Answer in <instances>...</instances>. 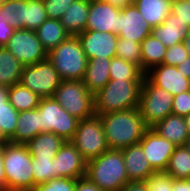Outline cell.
<instances>
[{"label": "cell", "mask_w": 190, "mask_h": 191, "mask_svg": "<svg viewBox=\"0 0 190 191\" xmlns=\"http://www.w3.org/2000/svg\"><path fill=\"white\" fill-rule=\"evenodd\" d=\"M18 115L19 112L9 102L0 106V128L9 139L16 131Z\"/></svg>", "instance_id": "36"}, {"label": "cell", "mask_w": 190, "mask_h": 191, "mask_svg": "<svg viewBox=\"0 0 190 191\" xmlns=\"http://www.w3.org/2000/svg\"><path fill=\"white\" fill-rule=\"evenodd\" d=\"M76 179L55 178L35 186L33 191H75Z\"/></svg>", "instance_id": "37"}, {"label": "cell", "mask_w": 190, "mask_h": 191, "mask_svg": "<svg viewBox=\"0 0 190 191\" xmlns=\"http://www.w3.org/2000/svg\"><path fill=\"white\" fill-rule=\"evenodd\" d=\"M87 59H112L116 56L118 35L110 32L84 31L77 35Z\"/></svg>", "instance_id": "13"}, {"label": "cell", "mask_w": 190, "mask_h": 191, "mask_svg": "<svg viewBox=\"0 0 190 191\" xmlns=\"http://www.w3.org/2000/svg\"><path fill=\"white\" fill-rule=\"evenodd\" d=\"M75 191H104L96 184L92 183L87 177L76 179Z\"/></svg>", "instance_id": "44"}, {"label": "cell", "mask_w": 190, "mask_h": 191, "mask_svg": "<svg viewBox=\"0 0 190 191\" xmlns=\"http://www.w3.org/2000/svg\"><path fill=\"white\" fill-rule=\"evenodd\" d=\"M47 59L57 70L61 80H82L88 59L77 36H69L47 53Z\"/></svg>", "instance_id": "5"}, {"label": "cell", "mask_w": 190, "mask_h": 191, "mask_svg": "<svg viewBox=\"0 0 190 191\" xmlns=\"http://www.w3.org/2000/svg\"><path fill=\"white\" fill-rule=\"evenodd\" d=\"M171 13L179 16V19L190 26V2L173 0Z\"/></svg>", "instance_id": "42"}, {"label": "cell", "mask_w": 190, "mask_h": 191, "mask_svg": "<svg viewBox=\"0 0 190 191\" xmlns=\"http://www.w3.org/2000/svg\"><path fill=\"white\" fill-rule=\"evenodd\" d=\"M70 142L86 161L99 157L109 150L101 119L96 115L78 122L76 132Z\"/></svg>", "instance_id": "9"}, {"label": "cell", "mask_w": 190, "mask_h": 191, "mask_svg": "<svg viewBox=\"0 0 190 191\" xmlns=\"http://www.w3.org/2000/svg\"><path fill=\"white\" fill-rule=\"evenodd\" d=\"M152 28L132 4L119 12L118 38L141 43L151 34Z\"/></svg>", "instance_id": "16"}, {"label": "cell", "mask_w": 190, "mask_h": 191, "mask_svg": "<svg viewBox=\"0 0 190 191\" xmlns=\"http://www.w3.org/2000/svg\"><path fill=\"white\" fill-rule=\"evenodd\" d=\"M16 29L4 18L0 8V47H5Z\"/></svg>", "instance_id": "43"}, {"label": "cell", "mask_w": 190, "mask_h": 191, "mask_svg": "<svg viewBox=\"0 0 190 191\" xmlns=\"http://www.w3.org/2000/svg\"><path fill=\"white\" fill-rule=\"evenodd\" d=\"M5 145H0V191H6V174L4 171Z\"/></svg>", "instance_id": "46"}, {"label": "cell", "mask_w": 190, "mask_h": 191, "mask_svg": "<svg viewBox=\"0 0 190 191\" xmlns=\"http://www.w3.org/2000/svg\"><path fill=\"white\" fill-rule=\"evenodd\" d=\"M41 97L26 88L20 82L9 87V103L18 111L37 109Z\"/></svg>", "instance_id": "29"}, {"label": "cell", "mask_w": 190, "mask_h": 191, "mask_svg": "<svg viewBox=\"0 0 190 191\" xmlns=\"http://www.w3.org/2000/svg\"><path fill=\"white\" fill-rule=\"evenodd\" d=\"M9 87L0 84V106H5L8 100Z\"/></svg>", "instance_id": "50"}, {"label": "cell", "mask_w": 190, "mask_h": 191, "mask_svg": "<svg viewBox=\"0 0 190 191\" xmlns=\"http://www.w3.org/2000/svg\"><path fill=\"white\" fill-rule=\"evenodd\" d=\"M0 8L4 18L15 29H25L26 0H6Z\"/></svg>", "instance_id": "32"}, {"label": "cell", "mask_w": 190, "mask_h": 191, "mask_svg": "<svg viewBox=\"0 0 190 191\" xmlns=\"http://www.w3.org/2000/svg\"><path fill=\"white\" fill-rule=\"evenodd\" d=\"M52 97L79 121L95 115L94 95L82 80H61Z\"/></svg>", "instance_id": "6"}, {"label": "cell", "mask_w": 190, "mask_h": 191, "mask_svg": "<svg viewBox=\"0 0 190 191\" xmlns=\"http://www.w3.org/2000/svg\"><path fill=\"white\" fill-rule=\"evenodd\" d=\"M23 65L5 47H0V84L11 87L20 82Z\"/></svg>", "instance_id": "28"}, {"label": "cell", "mask_w": 190, "mask_h": 191, "mask_svg": "<svg viewBox=\"0 0 190 191\" xmlns=\"http://www.w3.org/2000/svg\"><path fill=\"white\" fill-rule=\"evenodd\" d=\"M120 8L102 0H89L85 31L110 32L118 35Z\"/></svg>", "instance_id": "14"}, {"label": "cell", "mask_w": 190, "mask_h": 191, "mask_svg": "<svg viewBox=\"0 0 190 191\" xmlns=\"http://www.w3.org/2000/svg\"><path fill=\"white\" fill-rule=\"evenodd\" d=\"M89 14V0H75L60 19L70 36H77L86 30Z\"/></svg>", "instance_id": "21"}, {"label": "cell", "mask_w": 190, "mask_h": 191, "mask_svg": "<svg viewBox=\"0 0 190 191\" xmlns=\"http://www.w3.org/2000/svg\"><path fill=\"white\" fill-rule=\"evenodd\" d=\"M156 86L173 96L190 90L189 78L180 74L177 66L161 64L145 74Z\"/></svg>", "instance_id": "17"}, {"label": "cell", "mask_w": 190, "mask_h": 191, "mask_svg": "<svg viewBox=\"0 0 190 191\" xmlns=\"http://www.w3.org/2000/svg\"><path fill=\"white\" fill-rule=\"evenodd\" d=\"M173 95L156 86L146 75L143 79L138 109L148 128L172 114Z\"/></svg>", "instance_id": "7"}, {"label": "cell", "mask_w": 190, "mask_h": 191, "mask_svg": "<svg viewBox=\"0 0 190 191\" xmlns=\"http://www.w3.org/2000/svg\"><path fill=\"white\" fill-rule=\"evenodd\" d=\"M152 129L177 147L184 146L190 137L185 118L175 114H169L153 126Z\"/></svg>", "instance_id": "20"}, {"label": "cell", "mask_w": 190, "mask_h": 191, "mask_svg": "<svg viewBox=\"0 0 190 191\" xmlns=\"http://www.w3.org/2000/svg\"><path fill=\"white\" fill-rule=\"evenodd\" d=\"M65 140L52 132H43L31 139L26 145L34 158H54Z\"/></svg>", "instance_id": "24"}, {"label": "cell", "mask_w": 190, "mask_h": 191, "mask_svg": "<svg viewBox=\"0 0 190 191\" xmlns=\"http://www.w3.org/2000/svg\"><path fill=\"white\" fill-rule=\"evenodd\" d=\"M173 191H190V179L189 180L173 179Z\"/></svg>", "instance_id": "47"}, {"label": "cell", "mask_w": 190, "mask_h": 191, "mask_svg": "<svg viewBox=\"0 0 190 191\" xmlns=\"http://www.w3.org/2000/svg\"><path fill=\"white\" fill-rule=\"evenodd\" d=\"M47 19L43 0H26L25 29L36 31Z\"/></svg>", "instance_id": "33"}, {"label": "cell", "mask_w": 190, "mask_h": 191, "mask_svg": "<svg viewBox=\"0 0 190 191\" xmlns=\"http://www.w3.org/2000/svg\"><path fill=\"white\" fill-rule=\"evenodd\" d=\"M177 69L180 74L190 78V56L179 66H177Z\"/></svg>", "instance_id": "49"}, {"label": "cell", "mask_w": 190, "mask_h": 191, "mask_svg": "<svg viewBox=\"0 0 190 191\" xmlns=\"http://www.w3.org/2000/svg\"><path fill=\"white\" fill-rule=\"evenodd\" d=\"M3 163L6 191H33L32 156L26 144H6Z\"/></svg>", "instance_id": "4"}, {"label": "cell", "mask_w": 190, "mask_h": 191, "mask_svg": "<svg viewBox=\"0 0 190 191\" xmlns=\"http://www.w3.org/2000/svg\"><path fill=\"white\" fill-rule=\"evenodd\" d=\"M185 118V122H186V126H187V129H188V133H189V136H190V113L184 117Z\"/></svg>", "instance_id": "53"}, {"label": "cell", "mask_w": 190, "mask_h": 191, "mask_svg": "<svg viewBox=\"0 0 190 191\" xmlns=\"http://www.w3.org/2000/svg\"><path fill=\"white\" fill-rule=\"evenodd\" d=\"M121 151L129 181L147 180L156 173L145 157L140 143L130 145Z\"/></svg>", "instance_id": "18"}, {"label": "cell", "mask_w": 190, "mask_h": 191, "mask_svg": "<svg viewBox=\"0 0 190 191\" xmlns=\"http://www.w3.org/2000/svg\"><path fill=\"white\" fill-rule=\"evenodd\" d=\"M165 173L175 180L190 179V152L185 146L175 148Z\"/></svg>", "instance_id": "30"}, {"label": "cell", "mask_w": 190, "mask_h": 191, "mask_svg": "<svg viewBox=\"0 0 190 191\" xmlns=\"http://www.w3.org/2000/svg\"><path fill=\"white\" fill-rule=\"evenodd\" d=\"M5 1H6V0H0V4H1V3H4Z\"/></svg>", "instance_id": "55"}, {"label": "cell", "mask_w": 190, "mask_h": 191, "mask_svg": "<svg viewBox=\"0 0 190 191\" xmlns=\"http://www.w3.org/2000/svg\"><path fill=\"white\" fill-rule=\"evenodd\" d=\"M142 82L110 80L94 95L95 115L138 108Z\"/></svg>", "instance_id": "3"}, {"label": "cell", "mask_w": 190, "mask_h": 191, "mask_svg": "<svg viewBox=\"0 0 190 191\" xmlns=\"http://www.w3.org/2000/svg\"><path fill=\"white\" fill-rule=\"evenodd\" d=\"M99 117L107 145L112 150H122L139 143L148 129L138 108L110 112Z\"/></svg>", "instance_id": "1"}, {"label": "cell", "mask_w": 190, "mask_h": 191, "mask_svg": "<svg viewBox=\"0 0 190 191\" xmlns=\"http://www.w3.org/2000/svg\"><path fill=\"white\" fill-rule=\"evenodd\" d=\"M119 191H149L147 180L129 181Z\"/></svg>", "instance_id": "45"}, {"label": "cell", "mask_w": 190, "mask_h": 191, "mask_svg": "<svg viewBox=\"0 0 190 191\" xmlns=\"http://www.w3.org/2000/svg\"><path fill=\"white\" fill-rule=\"evenodd\" d=\"M186 48V51L189 53L190 55V30L188 32V35L183 39L182 42Z\"/></svg>", "instance_id": "52"}, {"label": "cell", "mask_w": 190, "mask_h": 191, "mask_svg": "<svg viewBox=\"0 0 190 191\" xmlns=\"http://www.w3.org/2000/svg\"><path fill=\"white\" fill-rule=\"evenodd\" d=\"M141 70L146 74L153 67L163 64L167 47L158 39L148 35L141 43Z\"/></svg>", "instance_id": "26"}, {"label": "cell", "mask_w": 190, "mask_h": 191, "mask_svg": "<svg viewBox=\"0 0 190 191\" xmlns=\"http://www.w3.org/2000/svg\"><path fill=\"white\" fill-rule=\"evenodd\" d=\"M188 150H189V152H190V137H189V139L187 140V142L185 143V145H184Z\"/></svg>", "instance_id": "54"}, {"label": "cell", "mask_w": 190, "mask_h": 191, "mask_svg": "<svg viewBox=\"0 0 190 191\" xmlns=\"http://www.w3.org/2000/svg\"><path fill=\"white\" fill-rule=\"evenodd\" d=\"M54 159L56 178L80 179L86 177L87 161L70 141H65Z\"/></svg>", "instance_id": "15"}, {"label": "cell", "mask_w": 190, "mask_h": 191, "mask_svg": "<svg viewBox=\"0 0 190 191\" xmlns=\"http://www.w3.org/2000/svg\"><path fill=\"white\" fill-rule=\"evenodd\" d=\"M34 188L56 178L54 158H34L32 156Z\"/></svg>", "instance_id": "34"}, {"label": "cell", "mask_w": 190, "mask_h": 191, "mask_svg": "<svg viewBox=\"0 0 190 191\" xmlns=\"http://www.w3.org/2000/svg\"><path fill=\"white\" fill-rule=\"evenodd\" d=\"M145 157L156 172H165L170 157L177 147L164 139L152 128H148L139 142Z\"/></svg>", "instance_id": "12"}, {"label": "cell", "mask_w": 190, "mask_h": 191, "mask_svg": "<svg viewBox=\"0 0 190 191\" xmlns=\"http://www.w3.org/2000/svg\"><path fill=\"white\" fill-rule=\"evenodd\" d=\"M10 143V139L5 135L3 130L0 128V145H6Z\"/></svg>", "instance_id": "51"}, {"label": "cell", "mask_w": 190, "mask_h": 191, "mask_svg": "<svg viewBox=\"0 0 190 191\" xmlns=\"http://www.w3.org/2000/svg\"><path fill=\"white\" fill-rule=\"evenodd\" d=\"M110 80L143 81L145 74L135 64L113 57L109 65Z\"/></svg>", "instance_id": "31"}, {"label": "cell", "mask_w": 190, "mask_h": 191, "mask_svg": "<svg viewBox=\"0 0 190 191\" xmlns=\"http://www.w3.org/2000/svg\"><path fill=\"white\" fill-rule=\"evenodd\" d=\"M189 56L190 55L186 51L184 44L180 43V44L167 48L166 54L163 60V64L170 65V66H179Z\"/></svg>", "instance_id": "38"}, {"label": "cell", "mask_w": 190, "mask_h": 191, "mask_svg": "<svg viewBox=\"0 0 190 191\" xmlns=\"http://www.w3.org/2000/svg\"><path fill=\"white\" fill-rule=\"evenodd\" d=\"M116 57L131 62L141 69V46L140 43L128 39L118 38Z\"/></svg>", "instance_id": "35"}, {"label": "cell", "mask_w": 190, "mask_h": 191, "mask_svg": "<svg viewBox=\"0 0 190 191\" xmlns=\"http://www.w3.org/2000/svg\"><path fill=\"white\" fill-rule=\"evenodd\" d=\"M189 30L187 23L170 13L159 26L152 28L151 34L169 48L182 43Z\"/></svg>", "instance_id": "19"}, {"label": "cell", "mask_w": 190, "mask_h": 191, "mask_svg": "<svg viewBox=\"0 0 190 191\" xmlns=\"http://www.w3.org/2000/svg\"><path fill=\"white\" fill-rule=\"evenodd\" d=\"M75 0H43L49 19L60 20L65 11Z\"/></svg>", "instance_id": "40"}, {"label": "cell", "mask_w": 190, "mask_h": 191, "mask_svg": "<svg viewBox=\"0 0 190 191\" xmlns=\"http://www.w3.org/2000/svg\"><path fill=\"white\" fill-rule=\"evenodd\" d=\"M149 191H173V179L165 172H156L147 179Z\"/></svg>", "instance_id": "39"}, {"label": "cell", "mask_w": 190, "mask_h": 191, "mask_svg": "<svg viewBox=\"0 0 190 191\" xmlns=\"http://www.w3.org/2000/svg\"><path fill=\"white\" fill-rule=\"evenodd\" d=\"M110 62L111 59L94 58L88 60L87 68L82 81L93 95L105 87L110 81Z\"/></svg>", "instance_id": "22"}, {"label": "cell", "mask_w": 190, "mask_h": 191, "mask_svg": "<svg viewBox=\"0 0 190 191\" xmlns=\"http://www.w3.org/2000/svg\"><path fill=\"white\" fill-rule=\"evenodd\" d=\"M117 8L123 9L127 6L134 4V0H102Z\"/></svg>", "instance_id": "48"}, {"label": "cell", "mask_w": 190, "mask_h": 191, "mask_svg": "<svg viewBox=\"0 0 190 191\" xmlns=\"http://www.w3.org/2000/svg\"><path fill=\"white\" fill-rule=\"evenodd\" d=\"M5 48L9 50L23 66L32 65L47 59V51L42 46L36 32L28 29H16Z\"/></svg>", "instance_id": "11"}, {"label": "cell", "mask_w": 190, "mask_h": 191, "mask_svg": "<svg viewBox=\"0 0 190 191\" xmlns=\"http://www.w3.org/2000/svg\"><path fill=\"white\" fill-rule=\"evenodd\" d=\"M173 0H134L141 15L151 28L159 26L171 13Z\"/></svg>", "instance_id": "25"}, {"label": "cell", "mask_w": 190, "mask_h": 191, "mask_svg": "<svg viewBox=\"0 0 190 191\" xmlns=\"http://www.w3.org/2000/svg\"><path fill=\"white\" fill-rule=\"evenodd\" d=\"M190 113V90L173 96L172 114L187 116Z\"/></svg>", "instance_id": "41"}, {"label": "cell", "mask_w": 190, "mask_h": 191, "mask_svg": "<svg viewBox=\"0 0 190 191\" xmlns=\"http://www.w3.org/2000/svg\"><path fill=\"white\" fill-rule=\"evenodd\" d=\"M20 83L41 98L52 97L61 83L57 70L48 59L23 67Z\"/></svg>", "instance_id": "10"}, {"label": "cell", "mask_w": 190, "mask_h": 191, "mask_svg": "<svg viewBox=\"0 0 190 191\" xmlns=\"http://www.w3.org/2000/svg\"><path fill=\"white\" fill-rule=\"evenodd\" d=\"M40 134V121L38 109L19 112L17 128L10 138L11 143L27 144L31 139Z\"/></svg>", "instance_id": "23"}, {"label": "cell", "mask_w": 190, "mask_h": 191, "mask_svg": "<svg viewBox=\"0 0 190 191\" xmlns=\"http://www.w3.org/2000/svg\"><path fill=\"white\" fill-rule=\"evenodd\" d=\"M86 177L104 191H119L129 182L122 151L109 149L87 161Z\"/></svg>", "instance_id": "2"}, {"label": "cell", "mask_w": 190, "mask_h": 191, "mask_svg": "<svg viewBox=\"0 0 190 191\" xmlns=\"http://www.w3.org/2000/svg\"><path fill=\"white\" fill-rule=\"evenodd\" d=\"M40 133L52 132L70 141L79 120L70 115L53 97L41 98L39 106Z\"/></svg>", "instance_id": "8"}, {"label": "cell", "mask_w": 190, "mask_h": 191, "mask_svg": "<svg viewBox=\"0 0 190 191\" xmlns=\"http://www.w3.org/2000/svg\"><path fill=\"white\" fill-rule=\"evenodd\" d=\"M35 32L47 52L59 46L70 36L60 20L49 18Z\"/></svg>", "instance_id": "27"}]
</instances>
